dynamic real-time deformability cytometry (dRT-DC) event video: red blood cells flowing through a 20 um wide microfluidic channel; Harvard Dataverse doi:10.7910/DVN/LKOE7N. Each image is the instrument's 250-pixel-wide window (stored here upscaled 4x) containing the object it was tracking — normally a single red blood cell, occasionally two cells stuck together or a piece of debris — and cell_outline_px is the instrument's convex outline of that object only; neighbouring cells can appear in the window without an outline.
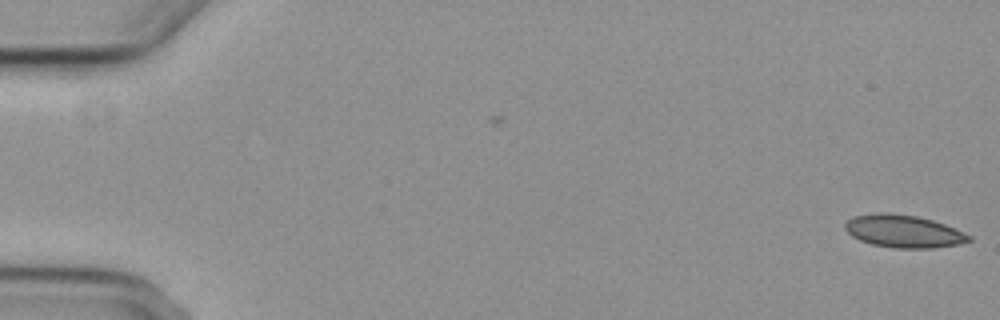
{"species": "common noctule bat (a hibernating species)", "species_latin": "Nyctalus noctula", "temperature_condition": "cold", "stored_images_in_passage": 3, "segment_of_instrument_passage": [2, 2], "camera_frame_rate_fps": 3000, "um_per_image_px": 0.085, "animal": {"sex": "female", "body_mass_g": 29.2, "forearm_length_mm": 56.3}, "frame": {"image": 1, "passage_image": 3, "time_ms": 4.667, "image_size_px": [1000, 320], "cell_outline_px": [[972, 240], [960, 244], [932, 248], [892, 248], [872, 244], [860, 240], [852, 236], [844, 228], [844, 224], [848, 220], [856, 216], [876, 212], [888, 212], [916, 216], [932, 220], [944, 224], [972, 236]], "centroid_in_image_um": [76.8, 19.66], "position_along_channel_um": 8.2, "area_um2": 23.52}}